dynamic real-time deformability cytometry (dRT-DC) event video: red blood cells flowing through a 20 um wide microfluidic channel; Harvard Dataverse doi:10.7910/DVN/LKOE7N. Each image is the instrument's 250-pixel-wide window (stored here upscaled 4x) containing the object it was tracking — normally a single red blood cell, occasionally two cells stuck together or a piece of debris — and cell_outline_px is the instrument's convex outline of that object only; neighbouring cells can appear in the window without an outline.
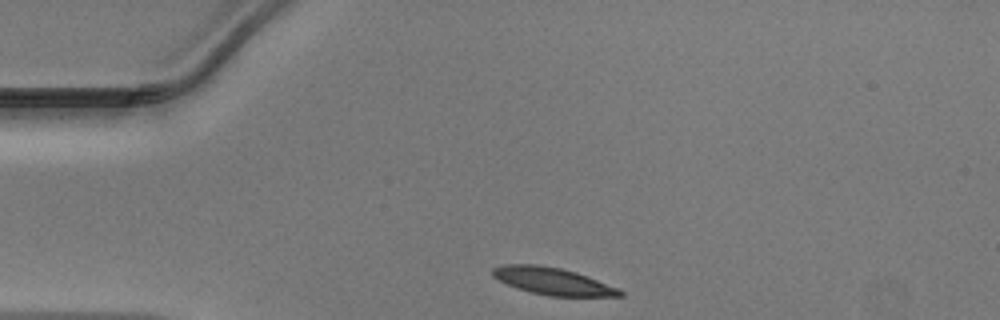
{"species": "Egyptian fruit bat (a non-hibernating species)", "species_latin": "Rousettus aegyptiacus", "temperature_condition": "warm", "stored_images_in_passage": 29, "camera_frame_rate_fps": 3000, "um_per_image_px": 0.085, "animal": {"sex": "male"}, "frame": {"image": 1, "passage_image": 1, "time_ms": 0.0, "image_size_px": [1000, 320], "cell_outline_px": [[624, 296], [548, 296], [516, 288], [492, 276], [492, 268], [504, 264], [540, 264], [560, 268], [576, 272], [588, 276], [616, 288], [624, 292]], "centroid_in_image_um": [46.96, 23.89], "position_along_channel_um": 38.0, "area_um2": 20.0}}
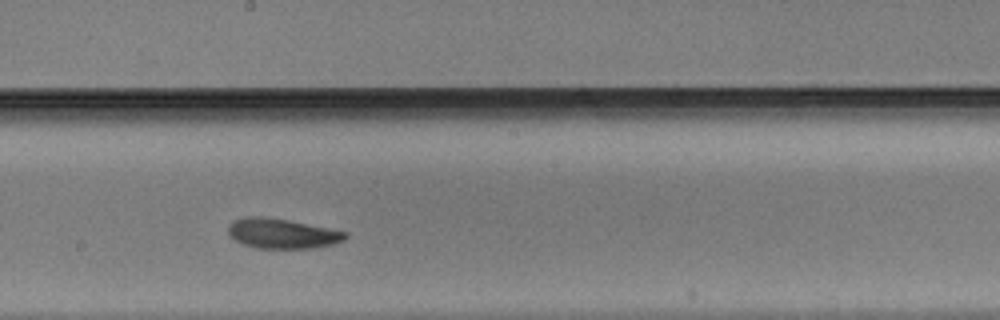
{"frame": {"image": 2, "passage_image": 17, "time_ms": 5.333, "image_size_px": [1000, 320], "cell_outline_px": [[348, 236], [344, 240], [336, 244], [312, 248], [256, 248], [244, 244], [228, 236], [228, 228], [232, 220], [248, 216], [260, 216], [288, 220], [348, 232]], "centroid_in_image_um": [23.98, 19.85], "position_along_channel_um": 224.2, "area_um2": 20.46}}
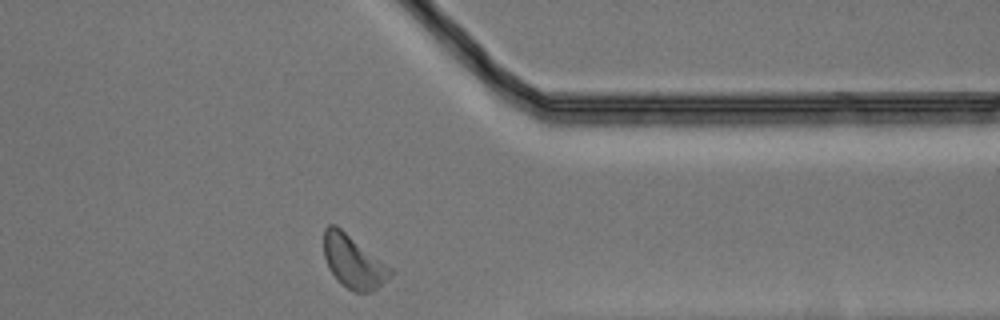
{"frame": {"image": 3, "passage_image": 29, "time_ms": 9.333, "image_size_px": [1000, 320], "cell_outline_px": [[392, 272], [372, 292], [352, 292], [328, 268], [324, 256], [324, 228], [328, 224], [336, 224], [392, 268]], "centroid_in_image_um": [30.0, 22.2], "position_along_channel_um": 381.4, "area_um2": 20.06}}